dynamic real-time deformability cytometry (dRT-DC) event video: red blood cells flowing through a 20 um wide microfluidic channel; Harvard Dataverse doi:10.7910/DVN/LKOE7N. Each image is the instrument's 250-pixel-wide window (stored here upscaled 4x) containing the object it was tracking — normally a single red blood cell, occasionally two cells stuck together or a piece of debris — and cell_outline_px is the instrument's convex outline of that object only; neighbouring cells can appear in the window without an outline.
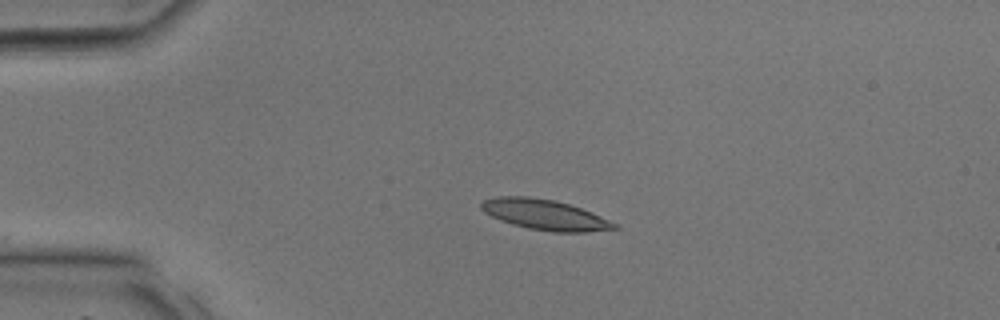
{"species": "common noctule bat (a hibernating species)", "species_latin": "Nyctalus noctula", "temperature_condition": "room temperature", "stored_images_in_passage": 17, "camera_frame_rate_fps": 3000, "um_per_image_px": 0.085, "animal": {"sex": "male", "body_mass_g": 17.9, "forearm_length_mm": 54.2}, "frame": {"image": 1, "passage_image": 1, "time_ms": 0.0, "image_size_px": [1000, 320], "cell_outline_px": [[620, 228], [588, 232], [552, 232], [528, 228], [512, 224], [500, 220], [484, 212], [480, 208], [480, 204], [484, 200], [496, 196], [528, 196], [556, 200], [580, 208], [608, 220], [616, 224]], "centroid_in_image_um": [46.27, 18.24], "position_along_channel_um": 38.7, "area_um2": 23.41}}
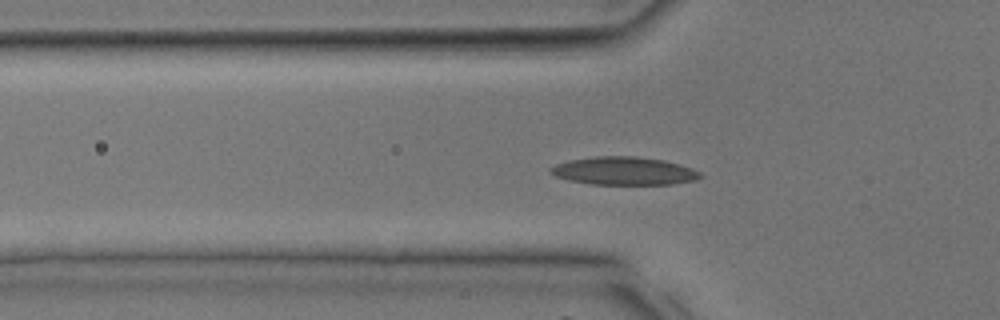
{"frame": {"image": 2, "passage_image": 5, "time_ms": 1.333, "image_size_px": [1000, 320], "cell_outline_px": [[704, 176], [696, 180], [672, 184], [592, 184], [568, 180], [556, 176], [548, 172], [548, 168], [556, 164], [568, 160], [596, 156], [636, 156], [664, 160], [680, 164], [692, 168], [700, 172]], "centroid_in_image_um": [53.04, 14.52], "position_along_channel_um": 72.8, "area_um2": 24.62}}
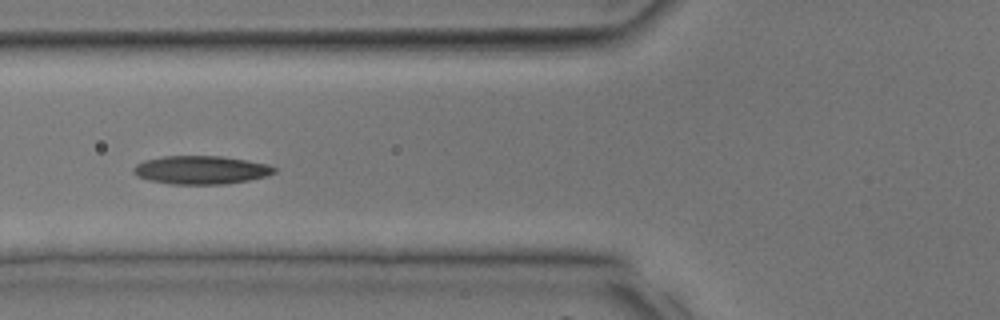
{"frame": {"image": 3, "passage_image": 7, "time_ms": 2.0, "image_size_px": [1000, 320], "cell_outline_px": [[276, 172], [268, 176], [248, 180], [224, 184], [172, 184], [148, 180], [136, 176], [132, 172], [132, 168], [136, 164], [144, 160], [164, 156], [224, 156], [248, 160], [268, 164], [276, 168]], "centroid_in_image_um": [17.08, 14.44], "position_along_channel_um": 108.7, "area_um2": 23.47}}